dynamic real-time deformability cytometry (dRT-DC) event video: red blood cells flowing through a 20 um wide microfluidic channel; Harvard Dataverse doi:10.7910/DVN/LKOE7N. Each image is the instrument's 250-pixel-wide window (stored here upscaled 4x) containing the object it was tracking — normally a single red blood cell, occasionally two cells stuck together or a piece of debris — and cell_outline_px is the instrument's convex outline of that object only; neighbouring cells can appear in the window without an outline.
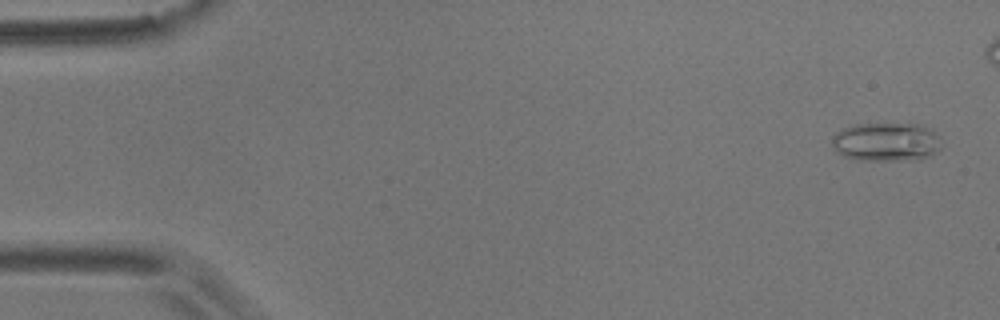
{"species": "common noctule bat (a hibernating species)", "species_latin": "Nyctalus noctula", "temperature_condition": "room temperature", "stored_images_in_passage": 5, "camera_frame_rate_fps": 3000, "um_per_image_px": 0.085, "animal": {"sex": "male", "body_mass_g": 17.9}, "frame": {"image": 1, "passage_image": 1, "time_ms": 0.0, "image_size_px": [1000, 320], "cell_outline_px": [[940, 148], [932, 156], [920, 160], [860, 160], [844, 156], [836, 152], [832, 148], [832, 136], [840, 128], [856, 124], [924, 124], [932, 128], [940, 136]], "centroid_in_image_um": [75.35, 12.06], "position_along_channel_um": 9.6, "area_um2": 25.32}}